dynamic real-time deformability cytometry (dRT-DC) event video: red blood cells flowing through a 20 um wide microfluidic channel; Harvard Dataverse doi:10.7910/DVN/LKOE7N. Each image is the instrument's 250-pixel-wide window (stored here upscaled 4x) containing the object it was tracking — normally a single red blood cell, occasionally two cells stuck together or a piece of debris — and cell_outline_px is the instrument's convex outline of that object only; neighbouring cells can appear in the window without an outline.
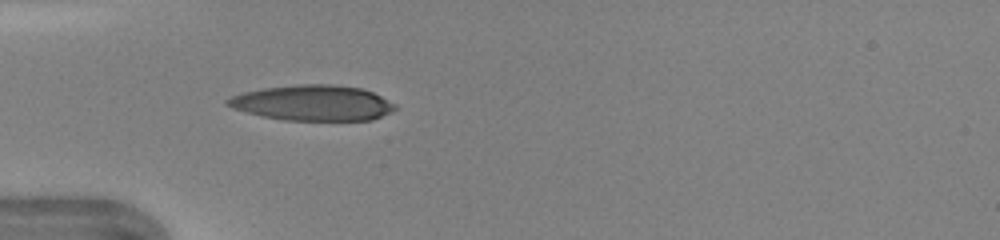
{"species": "human", "species_latin": "Homo sapiens", "temperature_condition": "warm", "stored_images_in_passage": 28, "camera_frame_rate_fps": 3000, "um_per_image_px": 0.085, "donor": {"sex": "female"}, "frame": {"image": 1, "passage_image": 1, "time_ms": 0.0, "image_size_px": [1000, 240], "cell_outline_px": [[396, 108], [392, 112], [372, 120], [284, 120], [264, 116], [232, 108], [224, 104], [224, 100], [232, 96], [244, 92], [264, 88], [296, 84], [332, 84], [360, 88], [372, 92], [396, 104]], "centroid_in_image_um": [26.58, 8.74], "position_along_channel_um": 58.4, "area_um2": 34.56}}
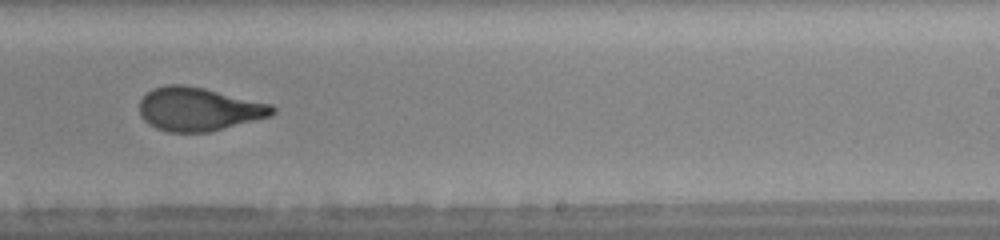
{"frame": {"image": 2, "passage_image": 16, "time_ms": 5.0, "image_size_px": [1000, 240], "cell_outline_px": [[276, 112], [272, 116], [208, 132], [168, 132], [156, 128], [148, 124], [140, 116], [140, 100], [152, 88], [164, 84], [184, 84], [204, 88], [272, 104], [276, 108]], "centroid_in_image_um": [16.89, 9.27], "position_along_channel_um": 272.1, "area_um2": 33.87}, "authors_computed_cell_mechanics": {"area_um2": 33.8997, "velocity_mm_per_s": 4.4024, "shape_relaxation_time_tau1_ms": 6.3702, "shape_relaxation_time_tau2_ms": 1.094, "deformation_change_tau1": 0.2364, "deformation_change_tau2": 0.0857}}